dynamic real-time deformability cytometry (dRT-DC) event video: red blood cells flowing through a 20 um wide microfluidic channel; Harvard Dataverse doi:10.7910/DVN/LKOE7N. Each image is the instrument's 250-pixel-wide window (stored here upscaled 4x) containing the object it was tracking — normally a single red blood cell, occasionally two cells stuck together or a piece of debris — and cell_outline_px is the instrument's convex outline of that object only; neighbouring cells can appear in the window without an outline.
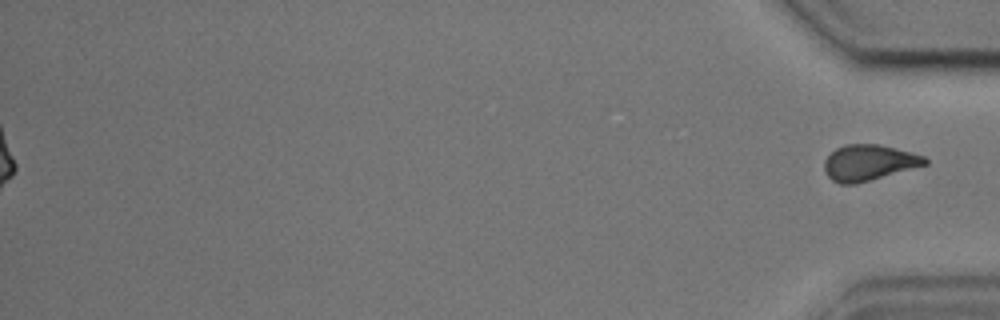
{"species": "common noctule bat (a hibernating species)", "species_latin": "Nyctalus noctula", "temperature_condition": "cold", "stored_images_in_passage": 55, "segment_of_instrument_passage": [2, 2], "camera_frame_rate_fps": 3000, "um_per_image_px": 0.085, "animal": {"sex": "male", "body_mass_g": 17.9, "forearm_length_mm": 54.2}, "frame": {"image": 1, "passage_image": 55, "time_ms": 18.0, "image_size_px": [1000, 320], "cell_outline_px": [[928, 164], [856, 184], [840, 184], [832, 180], [824, 172], [824, 160], [836, 148], [844, 144], [880, 144], [896, 148], [924, 156], [928, 160]], "centroid_in_image_um": [73.83, 13.82], "position_along_channel_um": 361.4, "area_um2": 21.04}}